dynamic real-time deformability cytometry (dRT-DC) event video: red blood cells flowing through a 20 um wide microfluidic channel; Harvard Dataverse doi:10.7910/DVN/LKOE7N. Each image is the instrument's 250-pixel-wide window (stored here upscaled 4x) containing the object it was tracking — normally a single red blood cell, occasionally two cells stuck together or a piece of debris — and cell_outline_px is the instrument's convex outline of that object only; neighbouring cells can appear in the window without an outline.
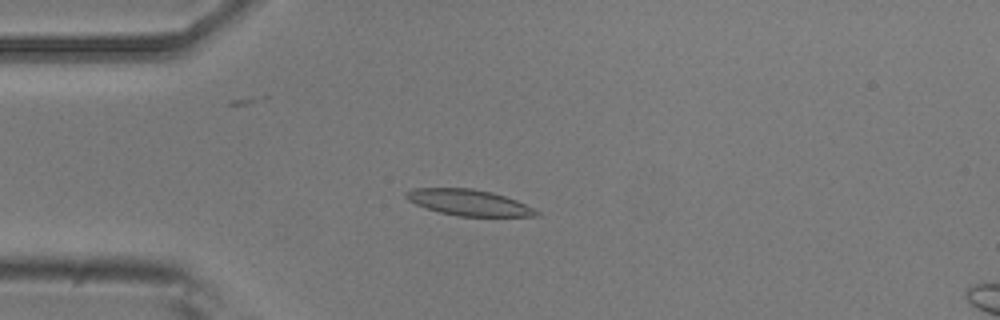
{"species": "common noctule bat (a hibernating species)", "species_latin": "Nyctalus noctula", "temperature_condition": "room temperature", "stored_images_in_passage": 33, "camera_frame_rate_fps": 3000, "um_per_image_px": 0.085, "animal": {"sex": "male", "body_mass_g": 20.5, "forearm_length_mm": 52.5}, "frame": {"image": 1, "passage_image": 2, "time_ms": 0.333, "image_size_px": [1000, 320], "cell_outline_px": [[540, 216], [456, 216], [440, 212], [416, 204], [408, 200], [404, 196], [404, 192], [412, 188], [472, 188], [492, 192], [516, 200], [540, 212]], "centroid_in_image_um": [39.82, 17.21], "position_along_channel_um": 45.2, "area_um2": 19.65}}
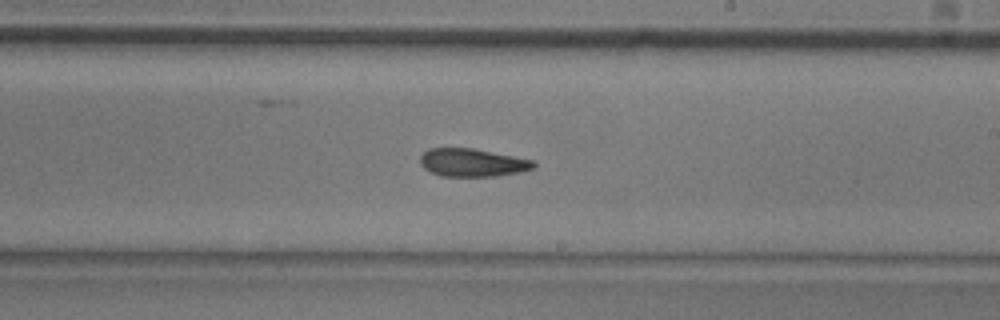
{"frame": {"image": 2, "passage_image": 19, "time_ms": 6.0, "image_size_px": [1000, 320], "cell_outline_px": [[536, 168], [520, 172], [496, 176], [440, 176], [424, 168], [420, 164], [420, 156], [428, 148], [472, 148], [536, 160]], "centroid_in_image_um": [40.19, 13.82], "position_along_channel_um": 248.8, "area_um2": 18.67}}
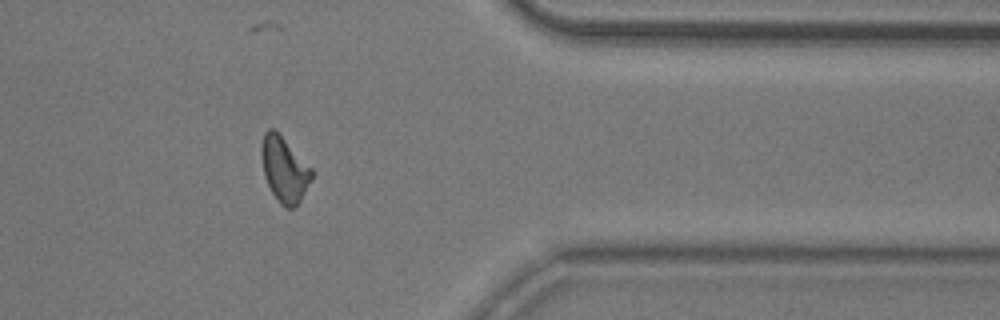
{"frame": {"image": 3, "passage_image": 31, "time_ms": 10.0, "image_size_px": [1000, 320], "cell_outline_px": [[312, 176], [296, 208], [284, 208], [280, 204], [272, 192], [264, 176], [260, 152], [260, 148], [264, 132], [268, 128], [272, 128], [312, 168]], "centroid_in_image_um": [24.13, 14.42], "position_along_channel_um": 387.3, "area_um2": 18.73}, "authors_computed_cell_mechanics": {"area_um2": 18.9584, "velocity_mm_per_s": 3.8829, "shape_relaxation_time_tau1_ms": 5.9091, "shape_relaxation_time_tau2_ms": 7.1382, "deformation_change_tau1": 0.1629, "deformation_change_tau2": 0.1376}}